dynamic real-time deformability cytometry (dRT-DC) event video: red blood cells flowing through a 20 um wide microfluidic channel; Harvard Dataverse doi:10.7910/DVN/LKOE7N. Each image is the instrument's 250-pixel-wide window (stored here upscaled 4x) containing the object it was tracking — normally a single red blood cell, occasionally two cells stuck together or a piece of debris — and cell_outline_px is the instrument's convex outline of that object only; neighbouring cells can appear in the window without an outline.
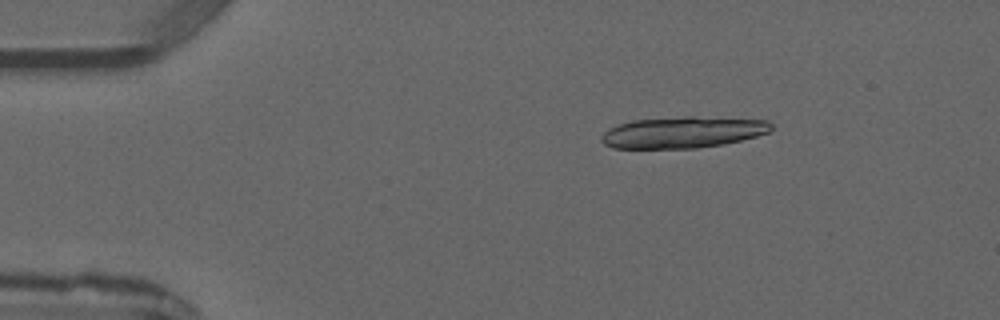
{"species": "common noctule bat (a hibernating species)", "species_latin": "Nyctalus noctula", "temperature_condition": "warm", "stored_images_in_passage": 3, "camera_frame_rate_fps": 3000, "um_per_image_px": 0.085, "animal": {"sex": "male", "forearm_length_mm": 52.5}, "frame": {"image": 1, "passage_image": 1, "time_ms": 0.0, "image_size_px": [1000, 320], "cell_outline_px": [[772, 128], [768, 132], [756, 136], [724, 144], [696, 148], [612, 148], [604, 144], [600, 140], [600, 136], [608, 128], [632, 120], [684, 116], [692, 116], [768, 120], [772, 124]], "centroid_in_image_um": [58.02, 11.24], "position_along_channel_um": 27.0, "area_um2": 31.15}}